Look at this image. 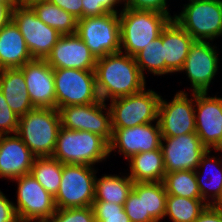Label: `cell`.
Returning <instances> with one entry per match:
<instances>
[{
    "label": "cell",
    "instance_id": "45",
    "mask_svg": "<svg viewBox=\"0 0 222 222\" xmlns=\"http://www.w3.org/2000/svg\"><path fill=\"white\" fill-rule=\"evenodd\" d=\"M214 206L222 208V191L220 194V199L214 204Z\"/></svg>",
    "mask_w": 222,
    "mask_h": 222
},
{
    "label": "cell",
    "instance_id": "14",
    "mask_svg": "<svg viewBox=\"0 0 222 222\" xmlns=\"http://www.w3.org/2000/svg\"><path fill=\"white\" fill-rule=\"evenodd\" d=\"M12 20L18 26L33 59H46L61 37L56 29L42 22L30 6L16 5Z\"/></svg>",
    "mask_w": 222,
    "mask_h": 222
},
{
    "label": "cell",
    "instance_id": "26",
    "mask_svg": "<svg viewBox=\"0 0 222 222\" xmlns=\"http://www.w3.org/2000/svg\"><path fill=\"white\" fill-rule=\"evenodd\" d=\"M120 173L96 175L94 201L112 202L124 205L133 187V180L125 169ZM99 177V178H98Z\"/></svg>",
    "mask_w": 222,
    "mask_h": 222
},
{
    "label": "cell",
    "instance_id": "33",
    "mask_svg": "<svg viewBox=\"0 0 222 222\" xmlns=\"http://www.w3.org/2000/svg\"><path fill=\"white\" fill-rule=\"evenodd\" d=\"M123 206L130 222H157L151 215H145L144 182L133 183Z\"/></svg>",
    "mask_w": 222,
    "mask_h": 222
},
{
    "label": "cell",
    "instance_id": "34",
    "mask_svg": "<svg viewBox=\"0 0 222 222\" xmlns=\"http://www.w3.org/2000/svg\"><path fill=\"white\" fill-rule=\"evenodd\" d=\"M92 207L96 222H130L123 205L94 201Z\"/></svg>",
    "mask_w": 222,
    "mask_h": 222
},
{
    "label": "cell",
    "instance_id": "1",
    "mask_svg": "<svg viewBox=\"0 0 222 222\" xmlns=\"http://www.w3.org/2000/svg\"><path fill=\"white\" fill-rule=\"evenodd\" d=\"M96 87L101 101L135 94L147 87L133 56L118 52L97 58Z\"/></svg>",
    "mask_w": 222,
    "mask_h": 222
},
{
    "label": "cell",
    "instance_id": "24",
    "mask_svg": "<svg viewBox=\"0 0 222 222\" xmlns=\"http://www.w3.org/2000/svg\"><path fill=\"white\" fill-rule=\"evenodd\" d=\"M0 90L18 117L35 108L27 91L24 74L19 68L0 70Z\"/></svg>",
    "mask_w": 222,
    "mask_h": 222
},
{
    "label": "cell",
    "instance_id": "17",
    "mask_svg": "<svg viewBox=\"0 0 222 222\" xmlns=\"http://www.w3.org/2000/svg\"><path fill=\"white\" fill-rule=\"evenodd\" d=\"M160 148L166 173L196 170L201 157L208 150L196 132L176 137H162Z\"/></svg>",
    "mask_w": 222,
    "mask_h": 222
},
{
    "label": "cell",
    "instance_id": "22",
    "mask_svg": "<svg viewBox=\"0 0 222 222\" xmlns=\"http://www.w3.org/2000/svg\"><path fill=\"white\" fill-rule=\"evenodd\" d=\"M195 174L202 200L207 205H214L222 191V150L208 149Z\"/></svg>",
    "mask_w": 222,
    "mask_h": 222
},
{
    "label": "cell",
    "instance_id": "38",
    "mask_svg": "<svg viewBox=\"0 0 222 222\" xmlns=\"http://www.w3.org/2000/svg\"><path fill=\"white\" fill-rule=\"evenodd\" d=\"M0 189V222H19L13 200Z\"/></svg>",
    "mask_w": 222,
    "mask_h": 222
},
{
    "label": "cell",
    "instance_id": "30",
    "mask_svg": "<svg viewBox=\"0 0 222 222\" xmlns=\"http://www.w3.org/2000/svg\"><path fill=\"white\" fill-rule=\"evenodd\" d=\"M63 164L53 157H35L31 169L34 178L53 197L59 191Z\"/></svg>",
    "mask_w": 222,
    "mask_h": 222
},
{
    "label": "cell",
    "instance_id": "3",
    "mask_svg": "<svg viewBox=\"0 0 222 222\" xmlns=\"http://www.w3.org/2000/svg\"><path fill=\"white\" fill-rule=\"evenodd\" d=\"M120 52L135 56L160 36L171 18L162 12L123 8L119 13Z\"/></svg>",
    "mask_w": 222,
    "mask_h": 222
},
{
    "label": "cell",
    "instance_id": "7",
    "mask_svg": "<svg viewBox=\"0 0 222 222\" xmlns=\"http://www.w3.org/2000/svg\"><path fill=\"white\" fill-rule=\"evenodd\" d=\"M160 92L145 87L138 93L107 102L112 128H129L158 122Z\"/></svg>",
    "mask_w": 222,
    "mask_h": 222
},
{
    "label": "cell",
    "instance_id": "19",
    "mask_svg": "<svg viewBox=\"0 0 222 222\" xmlns=\"http://www.w3.org/2000/svg\"><path fill=\"white\" fill-rule=\"evenodd\" d=\"M45 60L53 69L95 70L97 62L95 55L76 33L61 36Z\"/></svg>",
    "mask_w": 222,
    "mask_h": 222
},
{
    "label": "cell",
    "instance_id": "18",
    "mask_svg": "<svg viewBox=\"0 0 222 222\" xmlns=\"http://www.w3.org/2000/svg\"><path fill=\"white\" fill-rule=\"evenodd\" d=\"M25 77L32 105L37 108L56 109L53 68L45 59H32L19 68Z\"/></svg>",
    "mask_w": 222,
    "mask_h": 222
},
{
    "label": "cell",
    "instance_id": "29",
    "mask_svg": "<svg viewBox=\"0 0 222 222\" xmlns=\"http://www.w3.org/2000/svg\"><path fill=\"white\" fill-rule=\"evenodd\" d=\"M142 75L148 78V75L165 77V59L162 44V31L160 36L150 41L142 51L134 56ZM146 73V74H145Z\"/></svg>",
    "mask_w": 222,
    "mask_h": 222
},
{
    "label": "cell",
    "instance_id": "35",
    "mask_svg": "<svg viewBox=\"0 0 222 222\" xmlns=\"http://www.w3.org/2000/svg\"><path fill=\"white\" fill-rule=\"evenodd\" d=\"M49 222H96L92 206L56 209Z\"/></svg>",
    "mask_w": 222,
    "mask_h": 222
},
{
    "label": "cell",
    "instance_id": "15",
    "mask_svg": "<svg viewBox=\"0 0 222 222\" xmlns=\"http://www.w3.org/2000/svg\"><path fill=\"white\" fill-rule=\"evenodd\" d=\"M109 142V156L122 155L126 161L138 153L149 152L161 147L159 122L137 125L129 128H112Z\"/></svg>",
    "mask_w": 222,
    "mask_h": 222
},
{
    "label": "cell",
    "instance_id": "37",
    "mask_svg": "<svg viewBox=\"0 0 222 222\" xmlns=\"http://www.w3.org/2000/svg\"><path fill=\"white\" fill-rule=\"evenodd\" d=\"M169 1L170 3L172 2L171 0H125L124 7L130 9H141V10L162 12L164 14H167L171 19H173L175 11L171 13L172 7L170 6L171 4L169 3Z\"/></svg>",
    "mask_w": 222,
    "mask_h": 222
},
{
    "label": "cell",
    "instance_id": "12",
    "mask_svg": "<svg viewBox=\"0 0 222 222\" xmlns=\"http://www.w3.org/2000/svg\"><path fill=\"white\" fill-rule=\"evenodd\" d=\"M165 97L161 95L158 106L161 136L176 137L196 132L195 92L177 91L171 100Z\"/></svg>",
    "mask_w": 222,
    "mask_h": 222
},
{
    "label": "cell",
    "instance_id": "9",
    "mask_svg": "<svg viewBox=\"0 0 222 222\" xmlns=\"http://www.w3.org/2000/svg\"><path fill=\"white\" fill-rule=\"evenodd\" d=\"M56 109L101 101L96 87L95 70L53 69Z\"/></svg>",
    "mask_w": 222,
    "mask_h": 222
},
{
    "label": "cell",
    "instance_id": "13",
    "mask_svg": "<svg viewBox=\"0 0 222 222\" xmlns=\"http://www.w3.org/2000/svg\"><path fill=\"white\" fill-rule=\"evenodd\" d=\"M61 126L70 130L89 131L108 144L112 139L111 113L106 102L68 105L58 108Z\"/></svg>",
    "mask_w": 222,
    "mask_h": 222
},
{
    "label": "cell",
    "instance_id": "20",
    "mask_svg": "<svg viewBox=\"0 0 222 222\" xmlns=\"http://www.w3.org/2000/svg\"><path fill=\"white\" fill-rule=\"evenodd\" d=\"M35 156L17 134L0 135V178L10 182L29 174Z\"/></svg>",
    "mask_w": 222,
    "mask_h": 222
},
{
    "label": "cell",
    "instance_id": "25",
    "mask_svg": "<svg viewBox=\"0 0 222 222\" xmlns=\"http://www.w3.org/2000/svg\"><path fill=\"white\" fill-rule=\"evenodd\" d=\"M125 163V171L133 182H162L166 174L161 148L138 153Z\"/></svg>",
    "mask_w": 222,
    "mask_h": 222
},
{
    "label": "cell",
    "instance_id": "21",
    "mask_svg": "<svg viewBox=\"0 0 222 222\" xmlns=\"http://www.w3.org/2000/svg\"><path fill=\"white\" fill-rule=\"evenodd\" d=\"M194 41L173 19L162 29L165 76L177 74L182 69Z\"/></svg>",
    "mask_w": 222,
    "mask_h": 222
},
{
    "label": "cell",
    "instance_id": "41",
    "mask_svg": "<svg viewBox=\"0 0 222 222\" xmlns=\"http://www.w3.org/2000/svg\"><path fill=\"white\" fill-rule=\"evenodd\" d=\"M194 222H222V208L207 205Z\"/></svg>",
    "mask_w": 222,
    "mask_h": 222
},
{
    "label": "cell",
    "instance_id": "40",
    "mask_svg": "<svg viewBox=\"0 0 222 222\" xmlns=\"http://www.w3.org/2000/svg\"><path fill=\"white\" fill-rule=\"evenodd\" d=\"M123 5L122 0H96V16L106 13H120L124 8Z\"/></svg>",
    "mask_w": 222,
    "mask_h": 222
},
{
    "label": "cell",
    "instance_id": "32",
    "mask_svg": "<svg viewBox=\"0 0 222 222\" xmlns=\"http://www.w3.org/2000/svg\"><path fill=\"white\" fill-rule=\"evenodd\" d=\"M167 196L163 182H144L145 215H151L157 222H162Z\"/></svg>",
    "mask_w": 222,
    "mask_h": 222
},
{
    "label": "cell",
    "instance_id": "23",
    "mask_svg": "<svg viewBox=\"0 0 222 222\" xmlns=\"http://www.w3.org/2000/svg\"><path fill=\"white\" fill-rule=\"evenodd\" d=\"M32 59L18 26L11 20L0 30V70L21 68Z\"/></svg>",
    "mask_w": 222,
    "mask_h": 222
},
{
    "label": "cell",
    "instance_id": "2",
    "mask_svg": "<svg viewBox=\"0 0 222 222\" xmlns=\"http://www.w3.org/2000/svg\"><path fill=\"white\" fill-rule=\"evenodd\" d=\"M53 158L62 164L95 166L109 160V144L89 131L70 130L61 126Z\"/></svg>",
    "mask_w": 222,
    "mask_h": 222
},
{
    "label": "cell",
    "instance_id": "47",
    "mask_svg": "<svg viewBox=\"0 0 222 222\" xmlns=\"http://www.w3.org/2000/svg\"><path fill=\"white\" fill-rule=\"evenodd\" d=\"M0 2H16V0H0Z\"/></svg>",
    "mask_w": 222,
    "mask_h": 222
},
{
    "label": "cell",
    "instance_id": "6",
    "mask_svg": "<svg viewBox=\"0 0 222 222\" xmlns=\"http://www.w3.org/2000/svg\"><path fill=\"white\" fill-rule=\"evenodd\" d=\"M217 42L195 40L191 45L182 69L178 72L186 75L190 86L179 92H210L211 85L220 73V49ZM221 58V60H220Z\"/></svg>",
    "mask_w": 222,
    "mask_h": 222
},
{
    "label": "cell",
    "instance_id": "4",
    "mask_svg": "<svg viewBox=\"0 0 222 222\" xmlns=\"http://www.w3.org/2000/svg\"><path fill=\"white\" fill-rule=\"evenodd\" d=\"M60 128L58 109L35 107L19 117L17 135L35 157H50Z\"/></svg>",
    "mask_w": 222,
    "mask_h": 222
},
{
    "label": "cell",
    "instance_id": "5",
    "mask_svg": "<svg viewBox=\"0 0 222 222\" xmlns=\"http://www.w3.org/2000/svg\"><path fill=\"white\" fill-rule=\"evenodd\" d=\"M181 5L173 20L194 40L216 42L222 37V0H187Z\"/></svg>",
    "mask_w": 222,
    "mask_h": 222
},
{
    "label": "cell",
    "instance_id": "16",
    "mask_svg": "<svg viewBox=\"0 0 222 222\" xmlns=\"http://www.w3.org/2000/svg\"><path fill=\"white\" fill-rule=\"evenodd\" d=\"M216 92H195V126L207 149L222 150V99Z\"/></svg>",
    "mask_w": 222,
    "mask_h": 222
},
{
    "label": "cell",
    "instance_id": "8",
    "mask_svg": "<svg viewBox=\"0 0 222 222\" xmlns=\"http://www.w3.org/2000/svg\"><path fill=\"white\" fill-rule=\"evenodd\" d=\"M98 166L63 164L60 188L54 197L57 209L92 206Z\"/></svg>",
    "mask_w": 222,
    "mask_h": 222
},
{
    "label": "cell",
    "instance_id": "27",
    "mask_svg": "<svg viewBox=\"0 0 222 222\" xmlns=\"http://www.w3.org/2000/svg\"><path fill=\"white\" fill-rule=\"evenodd\" d=\"M30 7L42 22L56 29L61 36L76 33L78 19L49 0L34 3Z\"/></svg>",
    "mask_w": 222,
    "mask_h": 222
},
{
    "label": "cell",
    "instance_id": "42",
    "mask_svg": "<svg viewBox=\"0 0 222 222\" xmlns=\"http://www.w3.org/2000/svg\"><path fill=\"white\" fill-rule=\"evenodd\" d=\"M16 2H0V30L12 20L13 8Z\"/></svg>",
    "mask_w": 222,
    "mask_h": 222
},
{
    "label": "cell",
    "instance_id": "11",
    "mask_svg": "<svg viewBox=\"0 0 222 222\" xmlns=\"http://www.w3.org/2000/svg\"><path fill=\"white\" fill-rule=\"evenodd\" d=\"M17 184L13 204L19 221L48 220L56 211L54 197L29 173L15 178Z\"/></svg>",
    "mask_w": 222,
    "mask_h": 222
},
{
    "label": "cell",
    "instance_id": "10",
    "mask_svg": "<svg viewBox=\"0 0 222 222\" xmlns=\"http://www.w3.org/2000/svg\"><path fill=\"white\" fill-rule=\"evenodd\" d=\"M76 34L96 58L120 52L119 13L80 18Z\"/></svg>",
    "mask_w": 222,
    "mask_h": 222
},
{
    "label": "cell",
    "instance_id": "43",
    "mask_svg": "<svg viewBox=\"0 0 222 222\" xmlns=\"http://www.w3.org/2000/svg\"><path fill=\"white\" fill-rule=\"evenodd\" d=\"M83 18L96 16V0H82Z\"/></svg>",
    "mask_w": 222,
    "mask_h": 222
},
{
    "label": "cell",
    "instance_id": "36",
    "mask_svg": "<svg viewBox=\"0 0 222 222\" xmlns=\"http://www.w3.org/2000/svg\"><path fill=\"white\" fill-rule=\"evenodd\" d=\"M19 117L11 110L0 90V135L17 134Z\"/></svg>",
    "mask_w": 222,
    "mask_h": 222
},
{
    "label": "cell",
    "instance_id": "28",
    "mask_svg": "<svg viewBox=\"0 0 222 222\" xmlns=\"http://www.w3.org/2000/svg\"><path fill=\"white\" fill-rule=\"evenodd\" d=\"M206 207L202 198L168 195L164 219L170 222H194Z\"/></svg>",
    "mask_w": 222,
    "mask_h": 222
},
{
    "label": "cell",
    "instance_id": "46",
    "mask_svg": "<svg viewBox=\"0 0 222 222\" xmlns=\"http://www.w3.org/2000/svg\"><path fill=\"white\" fill-rule=\"evenodd\" d=\"M19 222H49L48 220H25V221H19Z\"/></svg>",
    "mask_w": 222,
    "mask_h": 222
},
{
    "label": "cell",
    "instance_id": "31",
    "mask_svg": "<svg viewBox=\"0 0 222 222\" xmlns=\"http://www.w3.org/2000/svg\"><path fill=\"white\" fill-rule=\"evenodd\" d=\"M162 182L168 195L201 198L195 170H180L166 173Z\"/></svg>",
    "mask_w": 222,
    "mask_h": 222
},
{
    "label": "cell",
    "instance_id": "39",
    "mask_svg": "<svg viewBox=\"0 0 222 222\" xmlns=\"http://www.w3.org/2000/svg\"><path fill=\"white\" fill-rule=\"evenodd\" d=\"M59 8L72 14L76 19L83 18L82 0H49Z\"/></svg>",
    "mask_w": 222,
    "mask_h": 222
},
{
    "label": "cell",
    "instance_id": "44",
    "mask_svg": "<svg viewBox=\"0 0 222 222\" xmlns=\"http://www.w3.org/2000/svg\"><path fill=\"white\" fill-rule=\"evenodd\" d=\"M42 1H46V0H16V4L21 5V6H31L34 3L42 2Z\"/></svg>",
    "mask_w": 222,
    "mask_h": 222
}]
</instances>
